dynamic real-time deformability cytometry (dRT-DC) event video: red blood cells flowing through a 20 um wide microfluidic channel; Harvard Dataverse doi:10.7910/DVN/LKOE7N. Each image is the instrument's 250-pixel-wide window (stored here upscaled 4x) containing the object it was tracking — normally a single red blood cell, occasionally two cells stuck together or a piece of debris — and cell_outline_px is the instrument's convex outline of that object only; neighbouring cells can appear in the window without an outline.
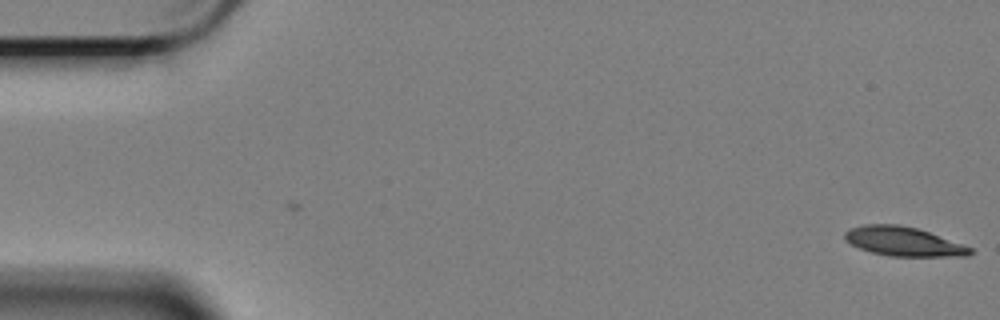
{"species": "Egyptian fruit bat (a non-hibernating species)", "species_latin": "Rousettus aegyptiacus", "temperature_condition": "cold", "stored_images_in_passage": 3, "camera_frame_rate_fps": 3000, "um_per_image_px": 0.085, "animal": {"sex": "female"}, "frame": {"image": 1, "passage_image": 3, "time_ms": 0.667, "image_size_px": [1000, 320], "cell_outline_px": [[976, 252], [968, 256], [892, 256], [872, 252], [860, 248], [844, 240], [844, 232], [848, 228], [864, 224], [896, 224], [916, 228], [928, 232], [972, 248]], "centroid_in_image_um": [76.76, 20.52], "position_along_channel_um": 8.2, "area_um2": 21.15}}